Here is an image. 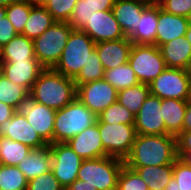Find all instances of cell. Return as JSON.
I'll use <instances>...</instances> for the list:
<instances>
[{"instance_id":"cell-46","label":"cell","mask_w":191,"mask_h":190,"mask_svg":"<svg viewBox=\"0 0 191 190\" xmlns=\"http://www.w3.org/2000/svg\"><path fill=\"white\" fill-rule=\"evenodd\" d=\"M65 190H97L96 187H92L87 184L86 181L75 180L71 185H69Z\"/></svg>"},{"instance_id":"cell-41","label":"cell","mask_w":191,"mask_h":190,"mask_svg":"<svg viewBox=\"0 0 191 190\" xmlns=\"http://www.w3.org/2000/svg\"><path fill=\"white\" fill-rule=\"evenodd\" d=\"M158 5L165 12L174 15L188 18L191 13V0H159Z\"/></svg>"},{"instance_id":"cell-1","label":"cell","mask_w":191,"mask_h":190,"mask_svg":"<svg viewBox=\"0 0 191 190\" xmlns=\"http://www.w3.org/2000/svg\"><path fill=\"white\" fill-rule=\"evenodd\" d=\"M177 158L175 136L136 134L124 164L127 167L163 166L174 164Z\"/></svg>"},{"instance_id":"cell-52","label":"cell","mask_w":191,"mask_h":190,"mask_svg":"<svg viewBox=\"0 0 191 190\" xmlns=\"http://www.w3.org/2000/svg\"><path fill=\"white\" fill-rule=\"evenodd\" d=\"M185 38L191 44V24H189V26H188V29H187V31L185 33Z\"/></svg>"},{"instance_id":"cell-15","label":"cell","mask_w":191,"mask_h":190,"mask_svg":"<svg viewBox=\"0 0 191 190\" xmlns=\"http://www.w3.org/2000/svg\"><path fill=\"white\" fill-rule=\"evenodd\" d=\"M81 31H84L95 43L126 37L112 10L96 11Z\"/></svg>"},{"instance_id":"cell-31","label":"cell","mask_w":191,"mask_h":190,"mask_svg":"<svg viewBox=\"0 0 191 190\" xmlns=\"http://www.w3.org/2000/svg\"><path fill=\"white\" fill-rule=\"evenodd\" d=\"M98 123L134 125L135 115L118 101L111 104L107 109L97 115Z\"/></svg>"},{"instance_id":"cell-4","label":"cell","mask_w":191,"mask_h":190,"mask_svg":"<svg viewBox=\"0 0 191 190\" xmlns=\"http://www.w3.org/2000/svg\"><path fill=\"white\" fill-rule=\"evenodd\" d=\"M95 46L96 43L84 31L73 29L61 58L53 69L74 79L83 66H86Z\"/></svg>"},{"instance_id":"cell-27","label":"cell","mask_w":191,"mask_h":190,"mask_svg":"<svg viewBox=\"0 0 191 190\" xmlns=\"http://www.w3.org/2000/svg\"><path fill=\"white\" fill-rule=\"evenodd\" d=\"M55 22L45 6L34 5L30 10L22 35L34 40Z\"/></svg>"},{"instance_id":"cell-43","label":"cell","mask_w":191,"mask_h":190,"mask_svg":"<svg viewBox=\"0 0 191 190\" xmlns=\"http://www.w3.org/2000/svg\"><path fill=\"white\" fill-rule=\"evenodd\" d=\"M177 157L180 158L185 152L191 151V131H182L176 137Z\"/></svg>"},{"instance_id":"cell-10","label":"cell","mask_w":191,"mask_h":190,"mask_svg":"<svg viewBox=\"0 0 191 190\" xmlns=\"http://www.w3.org/2000/svg\"><path fill=\"white\" fill-rule=\"evenodd\" d=\"M190 78L189 70L167 67L150 83V94L161 99L186 101Z\"/></svg>"},{"instance_id":"cell-18","label":"cell","mask_w":191,"mask_h":190,"mask_svg":"<svg viewBox=\"0 0 191 190\" xmlns=\"http://www.w3.org/2000/svg\"><path fill=\"white\" fill-rule=\"evenodd\" d=\"M2 75L14 84L25 87L29 92L45 69L39 61H16V63H0Z\"/></svg>"},{"instance_id":"cell-58","label":"cell","mask_w":191,"mask_h":190,"mask_svg":"<svg viewBox=\"0 0 191 190\" xmlns=\"http://www.w3.org/2000/svg\"><path fill=\"white\" fill-rule=\"evenodd\" d=\"M1 75H2V69H1V67H0V77H1Z\"/></svg>"},{"instance_id":"cell-48","label":"cell","mask_w":191,"mask_h":190,"mask_svg":"<svg viewBox=\"0 0 191 190\" xmlns=\"http://www.w3.org/2000/svg\"><path fill=\"white\" fill-rule=\"evenodd\" d=\"M165 190H180L178 188V183L174 177L169 181V183L166 185Z\"/></svg>"},{"instance_id":"cell-55","label":"cell","mask_w":191,"mask_h":190,"mask_svg":"<svg viewBox=\"0 0 191 190\" xmlns=\"http://www.w3.org/2000/svg\"><path fill=\"white\" fill-rule=\"evenodd\" d=\"M139 1L145 2L148 5H155V4H158L159 2V0H139Z\"/></svg>"},{"instance_id":"cell-49","label":"cell","mask_w":191,"mask_h":190,"mask_svg":"<svg viewBox=\"0 0 191 190\" xmlns=\"http://www.w3.org/2000/svg\"><path fill=\"white\" fill-rule=\"evenodd\" d=\"M180 159L191 167V151L185 152Z\"/></svg>"},{"instance_id":"cell-54","label":"cell","mask_w":191,"mask_h":190,"mask_svg":"<svg viewBox=\"0 0 191 190\" xmlns=\"http://www.w3.org/2000/svg\"><path fill=\"white\" fill-rule=\"evenodd\" d=\"M186 101H187V102H191V78H190V81H189L188 95H187Z\"/></svg>"},{"instance_id":"cell-37","label":"cell","mask_w":191,"mask_h":190,"mask_svg":"<svg viewBox=\"0 0 191 190\" xmlns=\"http://www.w3.org/2000/svg\"><path fill=\"white\" fill-rule=\"evenodd\" d=\"M117 190H149L144 180L126 165L118 177Z\"/></svg>"},{"instance_id":"cell-50","label":"cell","mask_w":191,"mask_h":190,"mask_svg":"<svg viewBox=\"0 0 191 190\" xmlns=\"http://www.w3.org/2000/svg\"><path fill=\"white\" fill-rule=\"evenodd\" d=\"M25 1H29V0H0V6L6 7L15 2H25Z\"/></svg>"},{"instance_id":"cell-47","label":"cell","mask_w":191,"mask_h":190,"mask_svg":"<svg viewBox=\"0 0 191 190\" xmlns=\"http://www.w3.org/2000/svg\"><path fill=\"white\" fill-rule=\"evenodd\" d=\"M182 131H191V102H187Z\"/></svg>"},{"instance_id":"cell-32","label":"cell","mask_w":191,"mask_h":190,"mask_svg":"<svg viewBox=\"0 0 191 190\" xmlns=\"http://www.w3.org/2000/svg\"><path fill=\"white\" fill-rule=\"evenodd\" d=\"M28 179L17 166L0 168V190H27Z\"/></svg>"},{"instance_id":"cell-30","label":"cell","mask_w":191,"mask_h":190,"mask_svg":"<svg viewBox=\"0 0 191 190\" xmlns=\"http://www.w3.org/2000/svg\"><path fill=\"white\" fill-rule=\"evenodd\" d=\"M103 79L106 80L117 91L140 83L129 63L120 65L117 68L105 70Z\"/></svg>"},{"instance_id":"cell-56","label":"cell","mask_w":191,"mask_h":190,"mask_svg":"<svg viewBox=\"0 0 191 190\" xmlns=\"http://www.w3.org/2000/svg\"><path fill=\"white\" fill-rule=\"evenodd\" d=\"M2 50H3V47L0 45V62H1V57H2Z\"/></svg>"},{"instance_id":"cell-23","label":"cell","mask_w":191,"mask_h":190,"mask_svg":"<svg viewBox=\"0 0 191 190\" xmlns=\"http://www.w3.org/2000/svg\"><path fill=\"white\" fill-rule=\"evenodd\" d=\"M158 24V4L149 5L142 13L138 28L128 37L133 44L155 45Z\"/></svg>"},{"instance_id":"cell-28","label":"cell","mask_w":191,"mask_h":190,"mask_svg":"<svg viewBox=\"0 0 191 190\" xmlns=\"http://www.w3.org/2000/svg\"><path fill=\"white\" fill-rule=\"evenodd\" d=\"M149 95V85L138 83L132 87L118 91L117 101L136 115Z\"/></svg>"},{"instance_id":"cell-25","label":"cell","mask_w":191,"mask_h":190,"mask_svg":"<svg viewBox=\"0 0 191 190\" xmlns=\"http://www.w3.org/2000/svg\"><path fill=\"white\" fill-rule=\"evenodd\" d=\"M187 101L177 99H162V119L166 126V135L177 137L182 132Z\"/></svg>"},{"instance_id":"cell-20","label":"cell","mask_w":191,"mask_h":190,"mask_svg":"<svg viewBox=\"0 0 191 190\" xmlns=\"http://www.w3.org/2000/svg\"><path fill=\"white\" fill-rule=\"evenodd\" d=\"M187 17L165 12L158 5V24L156 33V46L159 47L180 36H185L189 26Z\"/></svg>"},{"instance_id":"cell-53","label":"cell","mask_w":191,"mask_h":190,"mask_svg":"<svg viewBox=\"0 0 191 190\" xmlns=\"http://www.w3.org/2000/svg\"><path fill=\"white\" fill-rule=\"evenodd\" d=\"M6 16V7L0 6V21Z\"/></svg>"},{"instance_id":"cell-24","label":"cell","mask_w":191,"mask_h":190,"mask_svg":"<svg viewBox=\"0 0 191 190\" xmlns=\"http://www.w3.org/2000/svg\"><path fill=\"white\" fill-rule=\"evenodd\" d=\"M16 61H38L34 54L33 40L22 34H17L3 46L0 63H16Z\"/></svg>"},{"instance_id":"cell-22","label":"cell","mask_w":191,"mask_h":190,"mask_svg":"<svg viewBox=\"0 0 191 190\" xmlns=\"http://www.w3.org/2000/svg\"><path fill=\"white\" fill-rule=\"evenodd\" d=\"M17 167L28 180L51 171L52 156L50 145L32 149L28 156L24 157Z\"/></svg>"},{"instance_id":"cell-44","label":"cell","mask_w":191,"mask_h":190,"mask_svg":"<svg viewBox=\"0 0 191 190\" xmlns=\"http://www.w3.org/2000/svg\"><path fill=\"white\" fill-rule=\"evenodd\" d=\"M85 1L90 7L94 9H99V11H107V10H112L116 0H85Z\"/></svg>"},{"instance_id":"cell-3","label":"cell","mask_w":191,"mask_h":190,"mask_svg":"<svg viewBox=\"0 0 191 190\" xmlns=\"http://www.w3.org/2000/svg\"><path fill=\"white\" fill-rule=\"evenodd\" d=\"M97 122V115L75 98L57 110L54 121L53 143H66Z\"/></svg>"},{"instance_id":"cell-26","label":"cell","mask_w":191,"mask_h":190,"mask_svg":"<svg viewBox=\"0 0 191 190\" xmlns=\"http://www.w3.org/2000/svg\"><path fill=\"white\" fill-rule=\"evenodd\" d=\"M128 168L134 170L144 180L149 190H165L173 177V164Z\"/></svg>"},{"instance_id":"cell-35","label":"cell","mask_w":191,"mask_h":190,"mask_svg":"<svg viewBox=\"0 0 191 190\" xmlns=\"http://www.w3.org/2000/svg\"><path fill=\"white\" fill-rule=\"evenodd\" d=\"M29 93V91L19 85L14 84L6 79L3 75L0 77V102L8 104L13 108H17L21 100Z\"/></svg>"},{"instance_id":"cell-5","label":"cell","mask_w":191,"mask_h":190,"mask_svg":"<svg viewBox=\"0 0 191 190\" xmlns=\"http://www.w3.org/2000/svg\"><path fill=\"white\" fill-rule=\"evenodd\" d=\"M124 165L123 160L109 156L83 160L77 179L86 181L97 190H116Z\"/></svg>"},{"instance_id":"cell-2","label":"cell","mask_w":191,"mask_h":190,"mask_svg":"<svg viewBox=\"0 0 191 190\" xmlns=\"http://www.w3.org/2000/svg\"><path fill=\"white\" fill-rule=\"evenodd\" d=\"M37 103L60 110L76 98V86L72 78L52 69H44L30 92Z\"/></svg>"},{"instance_id":"cell-17","label":"cell","mask_w":191,"mask_h":190,"mask_svg":"<svg viewBox=\"0 0 191 190\" xmlns=\"http://www.w3.org/2000/svg\"><path fill=\"white\" fill-rule=\"evenodd\" d=\"M132 44L128 37L96 43L95 50L104 70L117 68L128 63Z\"/></svg>"},{"instance_id":"cell-34","label":"cell","mask_w":191,"mask_h":190,"mask_svg":"<svg viewBox=\"0 0 191 190\" xmlns=\"http://www.w3.org/2000/svg\"><path fill=\"white\" fill-rule=\"evenodd\" d=\"M104 72L105 70L101 64L98 53L94 50L90 54V58L86 66H83L79 74L73 79L75 86L77 87L90 81L101 80L103 79Z\"/></svg>"},{"instance_id":"cell-38","label":"cell","mask_w":191,"mask_h":190,"mask_svg":"<svg viewBox=\"0 0 191 190\" xmlns=\"http://www.w3.org/2000/svg\"><path fill=\"white\" fill-rule=\"evenodd\" d=\"M77 0H50L44 6L53 19L58 22H68Z\"/></svg>"},{"instance_id":"cell-33","label":"cell","mask_w":191,"mask_h":190,"mask_svg":"<svg viewBox=\"0 0 191 190\" xmlns=\"http://www.w3.org/2000/svg\"><path fill=\"white\" fill-rule=\"evenodd\" d=\"M33 6L30 1L15 2L6 6V16L12 23L17 34L23 33L30 10Z\"/></svg>"},{"instance_id":"cell-7","label":"cell","mask_w":191,"mask_h":190,"mask_svg":"<svg viewBox=\"0 0 191 190\" xmlns=\"http://www.w3.org/2000/svg\"><path fill=\"white\" fill-rule=\"evenodd\" d=\"M128 63L140 83L150 85L167 67L159 47L132 44Z\"/></svg>"},{"instance_id":"cell-51","label":"cell","mask_w":191,"mask_h":190,"mask_svg":"<svg viewBox=\"0 0 191 190\" xmlns=\"http://www.w3.org/2000/svg\"><path fill=\"white\" fill-rule=\"evenodd\" d=\"M33 5L44 6L50 0H29Z\"/></svg>"},{"instance_id":"cell-9","label":"cell","mask_w":191,"mask_h":190,"mask_svg":"<svg viewBox=\"0 0 191 190\" xmlns=\"http://www.w3.org/2000/svg\"><path fill=\"white\" fill-rule=\"evenodd\" d=\"M16 112L25 116L29 124L48 145L53 143L56 110L37 103L28 93L17 106Z\"/></svg>"},{"instance_id":"cell-11","label":"cell","mask_w":191,"mask_h":190,"mask_svg":"<svg viewBox=\"0 0 191 190\" xmlns=\"http://www.w3.org/2000/svg\"><path fill=\"white\" fill-rule=\"evenodd\" d=\"M52 168L54 176L59 183L66 189L75 180L82 159L67 143H51Z\"/></svg>"},{"instance_id":"cell-19","label":"cell","mask_w":191,"mask_h":190,"mask_svg":"<svg viewBox=\"0 0 191 190\" xmlns=\"http://www.w3.org/2000/svg\"><path fill=\"white\" fill-rule=\"evenodd\" d=\"M149 5L139 0H116L112 12L126 37L137 28L143 11Z\"/></svg>"},{"instance_id":"cell-45","label":"cell","mask_w":191,"mask_h":190,"mask_svg":"<svg viewBox=\"0 0 191 190\" xmlns=\"http://www.w3.org/2000/svg\"><path fill=\"white\" fill-rule=\"evenodd\" d=\"M16 112V109L12 106L0 102V124L12 118L13 114Z\"/></svg>"},{"instance_id":"cell-16","label":"cell","mask_w":191,"mask_h":190,"mask_svg":"<svg viewBox=\"0 0 191 190\" xmlns=\"http://www.w3.org/2000/svg\"><path fill=\"white\" fill-rule=\"evenodd\" d=\"M66 143L84 160L107 156L101 141L98 122Z\"/></svg>"},{"instance_id":"cell-40","label":"cell","mask_w":191,"mask_h":190,"mask_svg":"<svg viewBox=\"0 0 191 190\" xmlns=\"http://www.w3.org/2000/svg\"><path fill=\"white\" fill-rule=\"evenodd\" d=\"M173 177L180 190H191V167L180 158H177L173 164Z\"/></svg>"},{"instance_id":"cell-21","label":"cell","mask_w":191,"mask_h":190,"mask_svg":"<svg viewBox=\"0 0 191 190\" xmlns=\"http://www.w3.org/2000/svg\"><path fill=\"white\" fill-rule=\"evenodd\" d=\"M166 67L189 70L191 69V44L180 36L159 46Z\"/></svg>"},{"instance_id":"cell-42","label":"cell","mask_w":191,"mask_h":190,"mask_svg":"<svg viewBox=\"0 0 191 190\" xmlns=\"http://www.w3.org/2000/svg\"><path fill=\"white\" fill-rule=\"evenodd\" d=\"M17 35L7 16L0 21V45L3 47Z\"/></svg>"},{"instance_id":"cell-12","label":"cell","mask_w":191,"mask_h":190,"mask_svg":"<svg viewBox=\"0 0 191 190\" xmlns=\"http://www.w3.org/2000/svg\"><path fill=\"white\" fill-rule=\"evenodd\" d=\"M76 98L96 115L117 101L118 91L106 80H96L76 87Z\"/></svg>"},{"instance_id":"cell-14","label":"cell","mask_w":191,"mask_h":190,"mask_svg":"<svg viewBox=\"0 0 191 190\" xmlns=\"http://www.w3.org/2000/svg\"><path fill=\"white\" fill-rule=\"evenodd\" d=\"M0 137L21 142L32 149L48 145L29 124L25 116L17 112L13 114L11 119L0 124Z\"/></svg>"},{"instance_id":"cell-57","label":"cell","mask_w":191,"mask_h":190,"mask_svg":"<svg viewBox=\"0 0 191 190\" xmlns=\"http://www.w3.org/2000/svg\"><path fill=\"white\" fill-rule=\"evenodd\" d=\"M188 21H189V23L191 24V13H190V15H189V17H188Z\"/></svg>"},{"instance_id":"cell-36","label":"cell","mask_w":191,"mask_h":190,"mask_svg":"<svg viewBox=\"0 0 191 190\" xmlns=\"http://www.w3.org/2000/svg\"><path fill=\"white\" fill-rule=\"evenodd\" d=\"M99 9L90 7L85 0H77L68 24L76 30H81Z\"/></svg>"},{"instance_id":"cell-39","label":"cell","mask_w":191,"mask_h":190,"mask_svg":"<svg viewBox=\"0 0 191 190\" xmlns=\"http://www.w3.org/2000/svg\"><path fill=\"white\" fill-rule=\"evenodd\" d=\"M27 190H65L52 171L28 180Z\"/></svg>"},{"instance_id":"cell-29","label":"cell","mask_w":191,"mask_h":190,"mask_svg":"<svg viewBox=\"0 0 191 190\" xmlns=\"http://www.w3.org/2000/svg\"><path fill=\"white\" fill-rule=\"evenodd\" d=\"M31 150L32 148L21 142L0 137V162L2 165L17 166Z\"/></svg>"},{"instance_id":"cell-8","label":"cell","mask_w":191,"mask_h":190,"mask_svg":"<svg viewBox=\"0 0 191 190\" xmlns=\"http://www.w3.org/2000/svg\"><path fill=\"white\" fill-rule=\"evenodd\" d=\"M107 156L125 160L131 152L136 131L134 125L98 123Z\"/></svg>"},{"instance_id":"cell-6","label":"cell","mask_w":191,"mask_h":190,"mask_svg":"<svg viewBox=\"0 0 191 190\" xmlns=\"http://www.w3.org/2000/svg\"><path fill=\"white\" fill-rule=\"evenodd\" d=\"M72 30L68 22L56 21L33 40L35 58L45 69H52L56 66Z\"/></svg>"},{"instance_id":"cell-13","label":"cell","mask_w":191,"mask_h":190,"mask_svg":"<svg viewBox=\"0 0 191 190\" xmlns=\"http://www.w3.org/2000/svg\"><path fill=\"white\" fill-rule=\"evenodd\" d=\"M162 99L150 94L135 115V131L139 135H165L166 126L162 119Z\"/></svg>"}]
</instances>
